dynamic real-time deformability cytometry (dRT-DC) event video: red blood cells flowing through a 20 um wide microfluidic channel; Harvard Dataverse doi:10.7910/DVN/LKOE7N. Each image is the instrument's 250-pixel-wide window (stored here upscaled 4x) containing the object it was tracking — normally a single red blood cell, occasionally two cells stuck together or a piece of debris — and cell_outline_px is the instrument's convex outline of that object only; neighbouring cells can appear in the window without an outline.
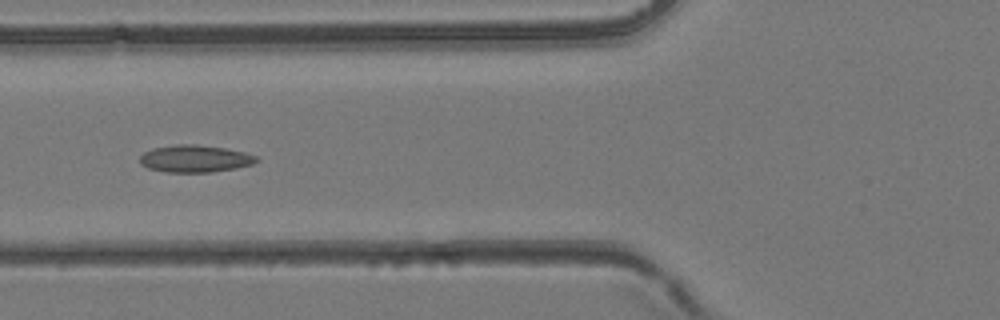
{"species": "common noctule bat (a hibernating species)", "species_latin": "Nyctalus noctula", "temperature_condition": "room temperature", "stored_images_in_passage": 36, "camera_frame_rate_fps": 3000, "um_per_image_px": 0.085, "animal": {"sex": "female", "body_mass_g": 24.6, "forearm_length_mm": 56.2}, "frame": {"image": 1, "passage_image": 10, "time_ms": 3.0, "image_size_px": [1000, 320], "cell_outline_px": [[260, 160], [252, 164], [236, 168], [212, 172], [164, 172], [148, 168], [140, 164], [140, 156], [144, 152], [152, 148], [176, 144], [196, 144], [224, 148], [244, 152], [256, 156]], "centroid_in_image_um": [16.55, 13.49], "position_along_channel_um": 109.2, "area_um2": 18.55}}
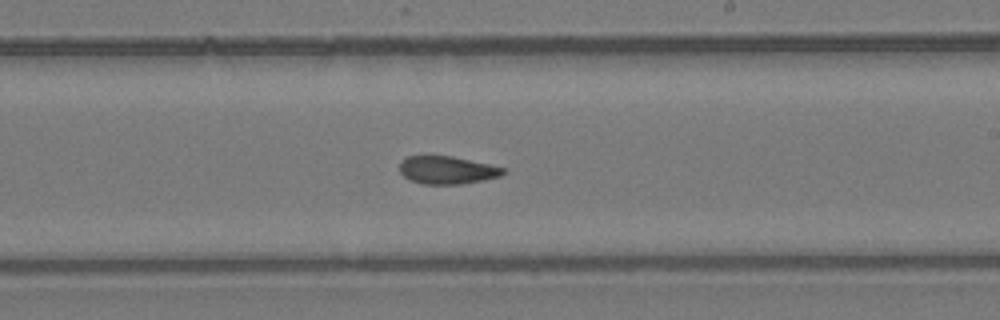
{"frame": {"image": 2, "passage_image": 19, "time_ms": 6.0, "image_size_px": [1000, 320], "cell_outline_px": [[508, 172], [500, 176], [484, 180], [460, 184], [424, 184], [408, 180], [400, 172], [400, 160], [408, 156], [452, 156], [488, 164], [504, 168]], "centroid_in_image_um": [37.99, 14.46], "position_along_channel_um": 251.0, "area_um2": 16.82}}
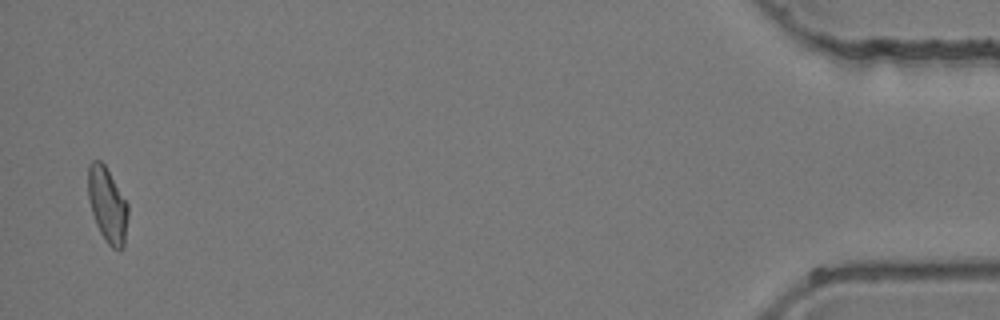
{"frame": {"image": 3, "passage_image": 36, "time_ms": 11.667, "image_size_px": [1000, 320], "cell_outline_px": [[128, 216], [124, 248], [120, 252], [112, 248], [108, 244], [100, 232], [96, 224], [92, 212], [88, 196], [88, 164], [92, 160], [100, 160], [104, 164], [128, 204]], "centroid_in_image_um": [9.14, 17.45], "position_along_channel_um": 426.1, "area_um2": 17.51}}